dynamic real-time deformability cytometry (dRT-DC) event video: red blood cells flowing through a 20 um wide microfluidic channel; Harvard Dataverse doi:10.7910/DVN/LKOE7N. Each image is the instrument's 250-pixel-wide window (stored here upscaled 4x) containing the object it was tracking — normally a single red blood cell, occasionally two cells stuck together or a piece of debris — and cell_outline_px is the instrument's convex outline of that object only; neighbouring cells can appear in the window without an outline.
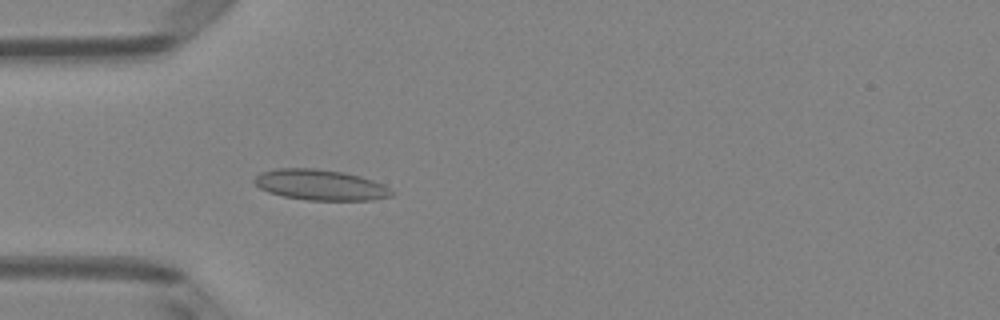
{"species": "Egyptian fruit bat (a non-hibernating species)", "species_latin": "Rousettus aegyptiacus", "temperature_condition": "room temperature", "stored_images_in_passage": 45, "camera_frame_rate_fps": 3000, "um_per_image_px": 0.085, "animal": {"sex": "female"}, "frame": {"image": 1, "passage_image": 10, "time_ms": 3.0, "image_size_px": [1000, 320], "cell_outline_px": [[396, 192], [392, 196], [372, 200], [308, 200], [284, 196], [268, 192], [260, 188], [252, 180], [260, 172], [276, 168], [316, 168], [344, 172], [360, 176], [384, 184]], "centroid_in_image_um": [27.25, 15.71], "position_along_channel_um": 57.7, "area_um2": 24.68}}
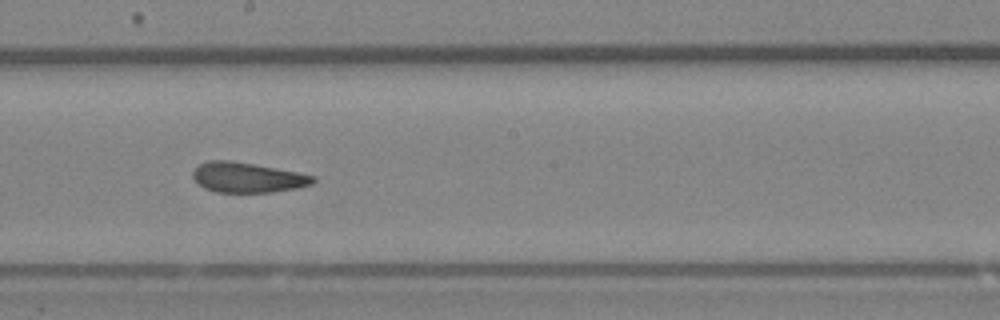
{"frame": {"image": 2, "passage_image": 23, "time_ms": 7.333, "image_size_px": [1000, 320], "cell_outline_px": [[316, 180], [312, 184], [296, 188], [272, 192], [216, 192], [204, 188], [192, 176], [192, 172], [200, 164], [208, 160], [232, 160], [296, 172], [316, 176]], "centroid_in_image_um": [21.03, 15.08], "position_along_channel_um": 227.2, "area_um2": 20.92}}
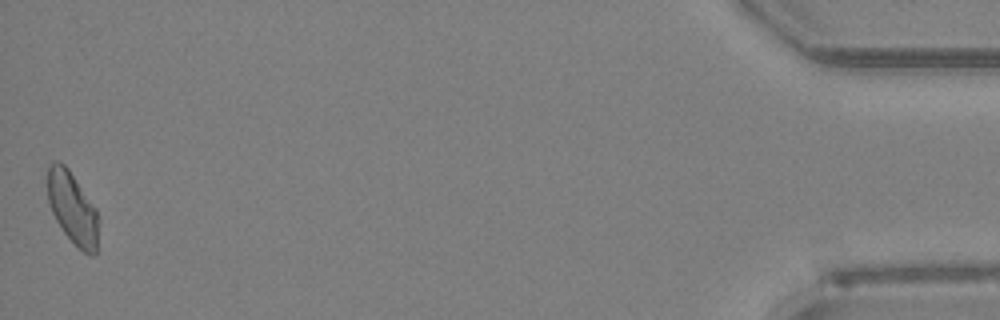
{"frame": {"image": 3, "passage_image": 45, "time_ms": 14.667, "image_size_px": [1000, 320], "cell_outline_px": [[100, 220], [96, 256], [92, 256], [84, 252], [64, 232], [56, 220], [48, 204], [48, 164], [56, 160], [60, 160], [68, 168], [96, 208]], "centroid_in_image_um": [6.19, 17.68], "position_along_channel_um": 429.0, "area_um2": 21.56}, "authors_computed_cell_mechanics": {"area_um2": 21.7906, "velocity_mm_per_s": 4.0169, "shape_relaxation_time_tau1_ms": null, "shape_relaxation_time_tau2_ms": 1.8286, "deformation_change_tau1": null, "deformation_change_tau2": 0.0749}}